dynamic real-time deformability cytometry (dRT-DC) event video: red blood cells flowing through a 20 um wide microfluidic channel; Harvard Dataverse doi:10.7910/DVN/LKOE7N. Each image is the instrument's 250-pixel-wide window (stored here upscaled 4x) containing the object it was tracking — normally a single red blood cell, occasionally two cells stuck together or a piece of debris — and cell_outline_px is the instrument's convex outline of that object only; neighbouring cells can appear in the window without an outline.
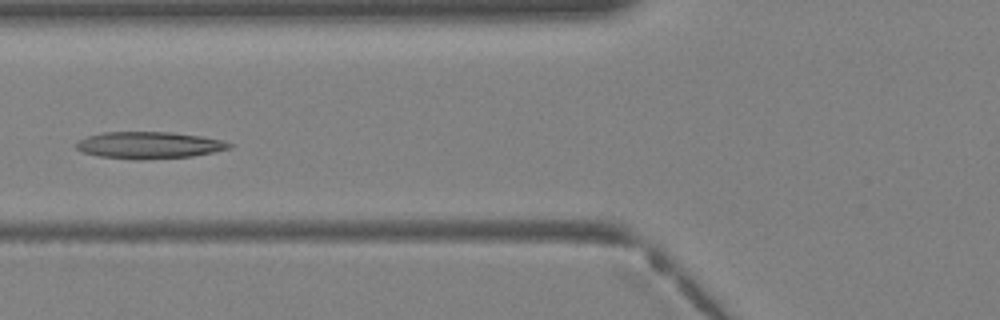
{"species": "Egyptian fruit bat (a non-hibernating species)", "species_latin": "Rousettus aegyptiacus", "temperature_condition": "warm", "stored_images_in_passage": 34, "camera_frame_rate_fps": 3000, "um_per_image_px": 0.085, "animal": {"sex": "female"}, "frame": {"image": 1, "passage_image": 11, "time_ms": 3.333, "image_size_px": [1000, 320], "cell_outline_px": [[236, 144], [232, 148], [192, 156], [144, 160], [136, 160], [100, 156], [84, 152], [76, 148], [76, 144], [80, 140], [88, 136], [104, 132], [172, 132], [200, 136], [224, 140]], "centroid_in_image_um": [12.74, 12.34], "position_along_channel_um": 113.1, "area_um2": 23.99}}
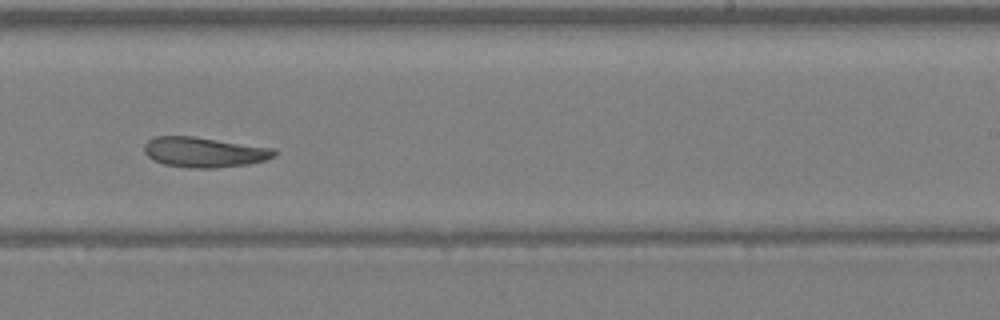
{"frame": {"image": 2, "passage_image": 20, "time_ms": 6.333, "image_size_px": [1000, 320], "cell_outline_px": [[280, 152], [276, 156], [264, 160], [248, 164], [216, 168], [192, 168], [164, 164], [148, 156], [144, 152], [144, 144], [148, 140], [156, 136], [192, 136], [276, 148]], "centroid_in_image_um": [17.41, 12.93], "position_along_channel_um": 271.6, "area_um2": 22.95}}
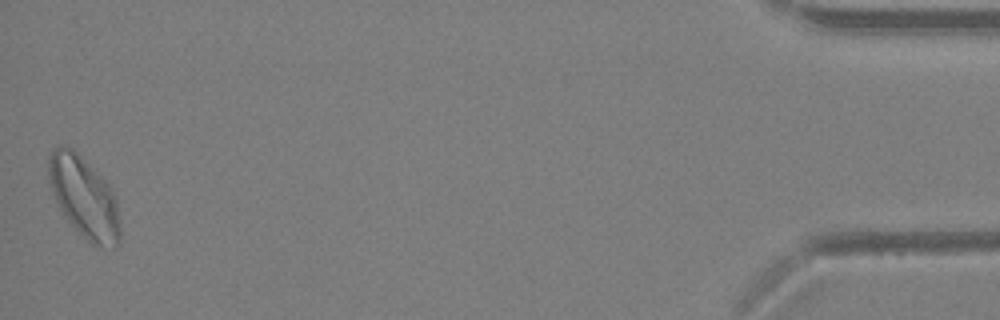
{"frame": {"image": 3, "passage_image": 34, "time_ms": 11.0, "image_size_px": [1000, 320], "cell_outline_px": [[120, 244], [116, 248], [112, 248], [92, 244], [68, 220], [60, 208], [52, 192], [48, 180], [48, 156], [60, 144], [64, 144], [72, 148], [112, 188], [116, 196], [120, 228]], "centroid_in_image_um": [7.16, 16.77], "position_along_channel_um": 428.0, "area_um2": 33.52}}